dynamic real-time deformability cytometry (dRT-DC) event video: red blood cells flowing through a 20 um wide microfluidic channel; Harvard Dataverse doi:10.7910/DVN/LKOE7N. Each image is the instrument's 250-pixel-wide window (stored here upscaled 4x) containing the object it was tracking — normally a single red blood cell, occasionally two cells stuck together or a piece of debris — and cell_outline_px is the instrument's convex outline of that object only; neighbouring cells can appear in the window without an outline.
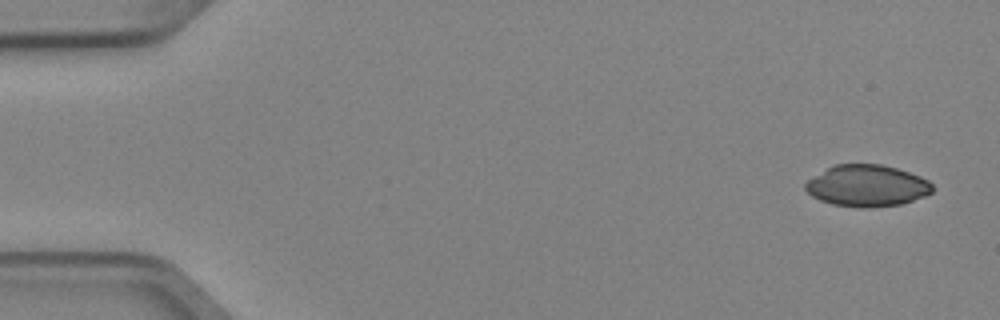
{"species": "Egyptian fruit bat (a non-hibernating species)", "species_latin": "Rousettus aegyptiacus", "temperature_condition": "cold", "stored_images_in_passage": 4, "camera_frame_rate_fps": 3000, "um_per_image_px": 0.085, "animal": {"sex": "female"}, "frame": {"image": 1, "passage_image": 1, "time_ms": 0.0, "image_size_px": [1000, 320], "cell_outline_px": [[932, 192], [924, 196], [900, 204], [868, 208], [856, 208], [832, 204], [820, 200], [812, 196], [804, 188], [804, 184], [808, 180], [828, 168], [836, 164], [884, 164], [920, 176], [928, 180], [932, 184]], "centroid_in_image_um": [73.69, 15.79], "position_along_channel_um": 11.3, "area_um2": 30.69}}